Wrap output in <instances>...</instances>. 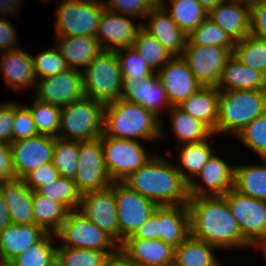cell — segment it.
<instances>
[{
  "mask_svg": "<svg viewBox=\"0 0 266 266\" xmlns=\"http://www.w3.org/2000/svg\"><path fill=\"white\" fill-rule=\"evenodd\" d=\"M55 3V35L96 37L105 9L102 0H59Z\"/></svg>",
  "mask_w": 266,
  "mask_h": 266,
  "instance_id": "cell-7",
  "label": "cell"
},
{
  "mask_svg": "<svg viewBox=\"0 0 266 266\" xmlns=\"http://www.w3.org/2000/svg\"><path fill=\"white\" fill-rule=\"evenodd\" d=\"M190 235L219 251L252 247L243 239L239 225L223 196H195L188 201Z\"/></svg>",
  "mask_w": 266,
  "mask_h": 266,
  "instance_id": "cell-1",
  "label": "cell"
},
{
  "mask_svg": "<svg viewBox=\"0 0 266 266\" xmlns=\"http://www.w3.org/2000/svg\"><path fill=\"white\" fill-rule=\"evenodd\" d=\"M22 104L23 103L15 101V118L12 130V142L39 135L30 109L26 105Z\"/></svg>",
  "mask_w": 266,
  "mask_h": 266,
  "instance_id": "cell-49",
  "label": "cell"
},
{
  "mask_svg": "<svg viewBox=\"0 0 266 266\" xmlns=\"http://www.w3.org/2000/svg\"><path fill=\"white\" fill-rule=\"evenodd\" d=\"M106 9L134 18L142 23L146 15L156 6L152 0H102Z\"/></svg>",
  "mask_w": 266,
  "mask_h": 266,
  "instance_id": "cell-48",
  "label": "cell"
},
{
  "mask_svg": "<svg viewBox=\"0 0 266 266\" xmlns=\"http://www.w3.org/2000/svg\"><path fill=\"white\" fill-rule=\"evenodd\" d=\"M163 126L159 117L139 104L121 98L105 104L103 133L107 137L152 144L157 140L169 141V132Z\"/></svg>",
  "mask_w": 266,
  "mask_h": 266,
  "instance_id": "cell-3",
  "label": "cell"
},
{
  "mask_svg": "<svg viewBox=\"0 0 266 266\" xmlns=\"http://www.w3.org/2000/svg\"><path fill=\"white\" fill-rule=\"evenodd\" d=\"M79 161V141L55 138L52 164L60 176L74 179Z\"/></svg>",
  "mask_w": 266,
  "mask_h": 266,
  "instance_id": "cell-43",
  "label": "cell"
},
{
  "mask_svg": "<svg viewBox=\"0 0 266 266\" xmlns=\"http://www.w3.org/2000/svg\"><path fill=\"white\" fill-rule=\"evenodd\" d=\"M142 23L119 13L104 9L100 17L96 39L102 50L117 51L132 47Z\"/></svg>",
  "mask_w": 266,
  "mask_h": 266,
  "instance_id": "cell-17",
  "label": "cell"
},
{
  "mask_svg": "<svg viewBox=\"0 0 266 266\" xmlns=\"http://www.w3.org/2000/svg\"><path fill=\"white\" fill-rule=\"evenodd\" d=\"M15 118V101L0 103V142L12 143V130Z\"/></svg>",
  "mask_w": 266,
  "mask_h": 266,
  "instance_id": "cell-52",
  "label": "cell"
},
{
  "mask_svg": "<svg viewBox=\"0 0 266 266\" xmlns=\"http://www.w3.org/2000/svg\"><path fill=\"white\" fill-rule=\"evenodd\" d=\"M55 45L69 69L83 72L103 51L96 37L55 35Z\"/></svg>",
  "mask_w": 266,
  "mask_h": 266,
  "instance_id": "cell-25",
  "label": "cell"
},
{
  "mask_svg": "<svg viewBox=\"0 0 266 266\" xmlns=\"http://www.w3.org/2000/svg\"><path fill=\"white\" fill-rule=\"evenodd\" d=\"M250 35L266 41V3L250 7Z\"/></svg>",
  "mask_w": 266,
  "mask_h": 266,
  "instance_id": "cell-53",
  "label": "cell"
},
{
  "mask_svg": "<svg viewBox=\"0 0 266 266\" xmlns=\"http://www.w3.org/2000/svg\"><path fill=\"white\" fill-rule=\"evenodd\" d=\"M234 42L209 17L204 19L189 35L186 45L221 46L232 53Z\"/></svg>",
  "mask_w": 266,
  "mask_h": 266,
  "instance_id": "cell-42",
  "label": "cell"
},
{
  "mask_svg": "<svg viewBox=\"0 0 266 266\" xmlns=\"http://www.w3.org/2000/svg\"><path fill=\"white\" fill-rule=\"evenodd\" d=\"M0 192L13 224H34L33 190L24 183L23 179L16 178L0 182Z\"/></svg>",
  "mask_w": 266,
  "mask_h": 266,
  "instance_id": "cell-27",
  "label": "cell"
},
{
  "mask_svg": "<svg viewBox=\"0 0 266 266\" xmlns=\"http://www.w3.org/2000/svg\"><path fill=\"white\" fill-rule=\"evenodd\" d=\"M127 238L158 239L157 208L151 217Z\"/></svg>",
  "mask_w": 266,
  "mask_h": 266,
  "instance_id": "cell-55",
  "label": "cell"
},
{
  "mask_svg": "<svg viewBox=\"0 0 266 266\" xmlns=\"http://www.w3.org/2000/svg\"><path fill=\"white\" fill-rule=\"evenodd\" d=\"M142 28L155 37L173 56H181L183 54L188 35L176 24L161 5H156L146 15L142 22Z\"/></svg>",
  "mask_w": 266,
  "mask_h": 266,
  "instance_id": "cell-21",
  "label": "cell"
},
{
  "mask_svg": "<svg viewBox=\"0 0 266 266\" xmlns=\"http://www.w3.org/2000/svg\"><path fill=\"white\" fill-rule=\"evenodd\" d=\"M56 243L55 234L47 233L39 242L14 258L11 263L13 266H47L56 259Z\"/></svg>",
  "mask_w": 266,
  "mask_h": 266,
  "instance_id": "cell-37",
  "label": "cell"
},
{
  "mask_svg": "<svg viewBox=\"0 0 266 266\" xmlns=\"http://www.w3.org/2000/svg\"><path fill=\"white\" fill-rule=\"evenodd\" d=\"M235 43L250 34V7L243 0H224L208 12Z\"/></svg>",
  "mask_w": 266,
  "mask_h": 266,
  "instance_id": "cell-23",
  "label": "cell"
},
{
  "mask_svg": "<svg viewBox=\"0 0 266 266\" xmlns=\"http://www.w3.org/2000/svg\"><path fill=\"white\" fill-rule=\"evenodd\" d=\"M203 8L209 12L211 9L215 8L219 3L224 0H198Z\"/></svg>",
  "mask_w": 266,
  "mask_h": 266,
  "instance_id": "cell-60",
  "label": "cell"
},
{
  "mask_svg": "<svg viewBox=\"0 0 266 266\" xmlns=\"http://www.w3.org/2000/svg\"><path fill=\"white\" fill-rule=\"evenodd\" d=\"M102 266H132V261L118 248L108 255Z\"/></svg>",
  "mask_w": 266,
  "mask_h": 266,
  "instance_id": "cell-57",
  "label": "cell"
},
{
  "mask_svg": "<svg viewBox=\"0 0 266 266\" xmlns=\"http://www.w3.org/2000/svg\"><path fill=\"white\" fill-rule=\"evenodd\" d=\"M155 5H162L166 0H152Z\"/></svg>",
  "mask_w": 266,
  "mask_h": 266,
  "instance_id": "cell-63",
  "label": "cell"
},
{
  "mask_svg": "<svg viewBox=\"0 0 266 266\" xmlns=\"http://www.w3.org/2000/svg\"><path fill=\"white\" fill-rule=\"evenodd\" d=\"M104 109V103L87 96L62 107L58 138L89 141L101 137L104 130Z\"/></svg>",
  "mask_w": 266,
  "mask_h": 266,
  "instance_id": "cell-5",
  "label": "cell"
},
{
  "mask_svg": "<svg viewBox=\"0 0 266 266\" xmlns=\"http://www.w3.org/2000/svg\"><path fill=\"white\" fill-rule=\"evenodd\" d=\"M73 180L82 195L106 189L113 183L104 163L101 137L79 141L78 169Z\"/></svg>",
  "mask_w": 266,
  "mask_h": 266,
  "instance_id": "cell-12",
  "label": "cell"
},
{
  "mask_svg": "<svg viewBox=\"0 0 266 266\" xmlns=\"http://www.w3.org/2000/svg\"><path fill=\"white\" fill-rule=\"evenodd\" d=\"M216 138L218 136L213 134L203 142L176 145L177 152H179L176 158L178 161L176 160L174 163L188 184L197 176L202 167L216 152L212 146Z\"/></svg>",
  "mask_w": 266,
  "mask_h": 266,
  "instance_id": "cell-30",
  "label": "cell"
},
{
  "mask_svg": "<svg viewBox=\"0 0 266 266\" xmlns=\"http://www.w3.org/2000/svg\"><path fill=\"white\" fill-rule=\"evenodd\" d=\"M9 19L11 18L8 16H0V54L16 50L21 46L17 29Z\"/></svg>",
  "mask_w": 266,
  "mask_h": 266,
  "instance_id": "cell-51",
  "label": "cell"
},
{
  "mask_svg": "<svg viewBox=\"0 0 266 266\" xmlns=\"http://www.w3.org/2000/svg\"><path fill=\"white\" fill-rule=\"evenodd\" d=\"M156 153L123 182L158 206L188 204V183L172 162L175 155ZM171 158V159H170Z\"/></svg>",
  "mask_w": 266,
  "mask_h": 266,
  "instance_id": "cell-2",
  "label": "cell"
},
{
  "mask_svg": "<svg viewBox=\"0 0 266 266\" xmlns=\"http://www.w3.org/2000/svg\"><path fill=\"white\" fill-rule=\"evenodd\" d=\"M217 89L266 91V74L243 65L232 55L223 67Z\"/></svg>",
  "mask_w": 266,
  "mask_h": 266,
  "instance_id": "cell-29",
  "label": "cell"
},
{
  "mask_svg": "<svg viewBox=\"0 0 266 266\" xmlns=\"http://www.w3.org/2000/svg\"><path fill=\"white\" fill-rule=\"evenodd\" d=\"M157 74L171 106H179L202 87L182 56H173Z\"/></svg>",
  "mask_w": 266,
  "mask_h": 266,
  "instance_id": "cell-19",
  "label": "cell"
},
{
  "mask_svg": "<svg viewBox=\"0 0 266 266\" xmlns=\"http://www.w3.org/2000/svg\"><path fill=\"white\" fill-rule=\"evenodd\" d=\"M108 255L107 252L88 248H56V259L60 266H102Z\"/></svg>",
  "mask_w": 266,
  "mask_h": 266,
  "instance_id": "cell-45",
  "label": "cell"
},
{
  "mask_svg": "<svg viewBox=\"0 0 266 266\" xmlns=\"http://www.w3.org/2000/svg\"><path fill=\"white\" fill-rule=\"evenodd\" d=\"M42 1H44V3L46 2H49V1H52V0H42ZM55 1V0H54ZM56 1H59V0H56Z\"/></svg>",
  "mask_w": 266,
  "mask_h": 266,
  "instance_id": "cell-66",
  "label": "cell"
},
{
  "mask_svg": "<svg viewBox=\"0 0 266 266\" xmlns=\"http://www.w3.org/2000/svg\"><path fill=\"white\" fill-rule=\"evenodd\" d=\"M78 211L119 245L118 211L114 196V182L103 190L82 195Z\"/></svg>",
  "mask_w": 266,
  "mask_h": 266,
  "instance_id": "cell-16",
  "label": "cell"
},
{
  "mask_svg": "<svg viewBox=\"0 0 266 266\" xmlns=\"http://www.w3.org/2000/svg\"><path fill=\"white\" fill-rule=\"evenodd\" d=\"M101 143L104 163L113 182H123L150 160L155 152L151 154L147 151L143 141L107 137L104 133Z\"/></svg>",
  "mask_w": 266,
  "mask_h": 266,
  "instance_id": "cell-8",
  "label": "cell"
},
{
  "mask_svg": "<svg viewBox=\"0 0 266 266\" xmlns=\"http://www.w3.org/2000/svg\"><path fill=\"white\" fill-rule=\"evenodd\" d=\"M36 191L52 201L63 204L69 211L78 210L82 198L74 180L62 176Z\"/></svg>",
  "mask_w": 266,
  "mask_h": 266,
  "instance_id": "cell-38",
  "label": "cell"
},
{
  "mask_svg": "<svg viewBox=\"0 0 266 266\" xmlns=\"http://www.w3.org/2000/svg\"><path fill=\"white\" fill-rule=\"evenodd\" d=\"M0 266H13L11 262L0 261Z\"/></svg>",
  "mask_w": 266,
  "mask_h": 266,
  "instance_id": "cell-62",
  "label": "cell"
},
{
  "mask_svg": "<svg viewBox=\"0 0 266 266\" xmlns=\"http://www.w3.org/2000/svg\"><path fill=\"white\" fill-rule=\"evenodd\" d=\"M161 6L187 35L208 17L198 0H166Z\"/></svg>",
  "mask_w": 266,
  "mask_h": 266,
  "instance_id": "cell-35",
  "label": "cell"
},
{
  "mask_svg": "<svg viewBox=\"0 0 266 266\" xmlns=\"http://www.w3.org/2000/svg\"><path fill=\"white\" fill-rule=\"evenodd\" d=\"M257 249L256 251H261L260 253H262L261 255L263 256L262 258H264V262L266 264V235H264L254 246L252 249Z\"/></svg>",
  "mask_w": 266,
  "mask_h": 266,
  "instance_id": "cell-59",
  "label": "cell"
},
{
  "mask_svg": "<svg viewBox=\"0 0 266 266\" xmlns=\"http://www.w3.org/2000/svg\"><path fill=\"white\" fill-rule=\"evenodd\" d=\"M236 219L243 239L253 247L266 235V201L230 189L223 195Z\"/></svg>",
  "mask_w": 266,
  "mask_h": 266,
  "instance_id": "cell-11",
  "label": "cell"
},
{
  "mask_svg": "<svg viewBox=\"0 0 266 266\" xmlns=\"http://www.w3.org/2000/svg\"><path fill=\"white\" fill-rule=\"evenodd\" d=\"M266 112V91H219V110L216 135L237 137L255 118Z\"/></svg>",
  "mask_w": 266,
  "mask_h": 266,
  "instance_id": "cell-4",
  "label": "cell"
},
{
  "mask_svg": "<svg viewBox=\"0 0 266 266\" xmlns=\"http://www.w3.org/2000/svg\"><path fill=\"white\" fill-rule=\"evenodd\" d=\"M158 239L180 245L190 236V217L188 204L164 205L157 207Z\"/></svg>",
  "mask_w": 266,
  "mask_h": 266,
  "instance_id": "cell-26",
  "label": "cell"
},
{
  "mask_svg": "<svg viewBox=\"0 0 266 266\" xmlns=\"http://www.w3.org/2000/svg\"><path fill=\"white\" fill-rule=\"evenodd\" d=\"M249 7L259 4V3H266V0H243Z\"/></svg>",
  "mask_w": 266,
  "mask_h": 266,
  "instance_id": "cell-61",
  "label": "cell"
},
{
  "mask_svg": "<svg viewBox=\"0 0 266 266\" xmlns=\"http://www.w3.org/2000/svg\"><path fill=\"white\" fill-rule=\"evenodd\" d=\"M122 70L116 52L103 50L83 71L84 94L108 104L120 99Z\"/></svg>",
  "mask_w": 266,
  "mask_h": 266,
  "instance_id": "cell-6",
  "label": "cell"
},
{
  "mask_svg": "<svg viewBox=\"0 0 266 266\" xmlns=\"http://www.w3.org/2000/svg\"><path fill=\"white\" fill-rule=\"evenodd\" d=\"M236 139L256 157L266 159V112L250 122Z\"/></svg>",
  "mask_w": 266,
  "mask_h": 266,
  "instance_id": "cell-46",
  "label": "cell"
},
{
  "mask_svg": "<svg viewBox=\"0 0 266 266\" xmlns=\"http://www.w3.org/2000/svg\"><path fill=\"white\" fill-rule=\"evenodd\" d=\"M32 95L36 100L64 107L85 96L83 72L75 69L37 79Z\"/></svg>",
  "mask_w": 266,
  "mask_h": 266,
  "instance_id": "cell-14",
  "label": "cell"
},
{
  "mask_svg": "<svg viewBox=\"0 0 266 266\" xmlns=\"http://www.w3.org/2000/svg\"><path fill=\"white\" fill-rule=\"evenodd\" d=\"M114 196L118 211L120 245L151 217L158 205L124 182H114Z\"/></svg>",
  "mask_w": 266,
  "mask_h": 266,
  "instance_id": "cell-10",
  "label": "cell"
},
{
  "mask_svg": "<svg viewBox=\"0 0 266 266\" xmlns=\"http://www.w3.org/2000/svg\"><path fill=\"white\" fill-rule=\"evenodd\" d=\"M22 4L23 0H0V16H17Z\"/></svg>",
  "mask_w": 266,
  "mask_h": 266,
  "instance_id": "cell-56",
  "label": "cell"
},
{
  "mask_svg": "<svg viewBox=\"0 0 266 266\" xmlns=\"http://www.w3.org/2000/svg\"><path fill=\"white\" fill-rule=\"evenodd\" d=\"M181 56L202 87L218 88L223 67L232 52L221 46L186 45Z\"/></svg>",
  "mask_w": 266,
  "mask_h": 266,
  "instance_id": "cell-13",
  "label": "cell"
},
{
  "mask_svg": "<svg viewBox=\"0 0 266 266\" xmlns=\"http://www.w3.org/2000/svg\"><path fill=\"white\" fill-rule=\"evenodd\" d=\"M70 211L58 202L33 191L34 224L42 227L47 233L55 234L67 218Z\"/></svg>",
  "mask_w": 266,
  "mask_h": 266,
  "instance_id": "cell-36",
  "label": "cell"
},
{
  "mask_svg": "<svg viewBox=\"0 0 266 266\" xmlns=\"http://www.w3.org/2000/svg\"><path fill=\"white\" fill-rule=\"evenodd\" d=\"M12 179H16V174L13 169L11 146L0 142V182Z\"/></svg>",
  "mask_w": 266,
  "mask_h": 266,
  "instance_id": "cell-54",
  "label": "cell"
},
{
  "mask_svg": "<svg viewBox=\"0 0 266 266\" xmlns=\"http://www.w3.org/2000/svg\"><path fill=\"white\" fill-rule=\"evenodd\" d=\"M122 70V82H137L153 75L155 72L132 47L115 51Z\"/></svg>",
  "mask_w": 266,
  "mask_h": 266,
  "instance_id": "cell-44",
  "label": "cell"
},
{
  "mask_svg": "<svg viewBox=\"0 0 266 266\" xmlns=\"http://www.w3.org/2000/svg\"><path fill=\"white\" fill-rule=\"evenodd\" d=\"M166 113L169 114V127L178 142L177 145L203 142L214 134L205 123L186 113L179 106H171Z\"/></svg>",
  "mask_w": 266,
  "mask_h": 266,
  "instance_id": "cell-31",
  "label": "cell"
},
{
  "mask_svg": "<svg viewBox=\"0 0 266 266\" xmlns=\"http://www.w3.org/2000/svg\"><path fill=\"white\" fill-rule=\"evenodd\" d=\"M132 266H147V265L139 264V263H136V262H132Z\"/></svg>",
  "mask_w": 266,
  "mask_h": 266,
  "instance_id": "cell-65",
  "label": "cell"
},
{
  "mask_svg": "<svg viewBox=\"0 0 266 266\" xmlns=\"http://www.w3.org/2000/svg\"><path fill=\"white\" fill-rule=\"evenodd\" d=\"M232 55L243 65L266 74V41L249 34L235 42Z\"/></svg>",
  "mask_w": 266,
  "mask_h": 266,
  "instance_id": "cell-40",
  "label": "cell"
},
{
  "mask_svg": "<svg viewBox=\"0 0 266 266\" xmlns=\"http://www.w3.org/2000/svg\"><path fill=\"white\" fill-rule=\"evenodd\" d=\"M47 266H60L59 262L57 259H55L52 263H50L49 265Z\"/></svg>",
  "mask_w": 266,
  "mask_h": 266,
  "instance_id": "cell-64",
  "label": "cell"
},
{
  "mask_svg": "<svg viewBox=\"0 0 266 266\" xmlns=\"http://www.w3.org/2000/svg\"><path fill=\"white\" fill-rule=\"evenodd\" d=\"M132 48L139 53L154 72H157L173 57L155 37L143 28L138 31Z\"/></svg>",
  "mask_w": 266,
  "mask_h": 266,
  "instance_id": "cell-39",
  "label": "cell"
},
{
  "mask_svg": "<svg viewBox=\"0 0 266 266\" xmlns=\"http://www.w3.org/2000/svg\"><path fill=\"white\" fill-rule=\"evenodd\" d=\"M179 107L205 123L216 135L219 110V90L215 87H200L184 100Z\"/></svg>",
  "mask_w": 266,
  "mask_h": 266,
  "instance_id": "cell-32",
  "label": "cell"
},
{
  "mask_svg": "<svg viewBox=\"0 0 266 266\" xmlns=\"http://www.w3.org/2000/svg\"><path fill=\"white\" fill-rule=\"evenodd\" d=\"M120 250L132 261L147 266H173L174 247L160 239L126 238Z\"/></svg>",
  "mask_w": 266,
  "mask_h": 266,
  "instance_id": "cell-24",
  "label": "cell"
},
{
  "mask_svg": "<svg viewBox=\"0 0 266 266\" xmlns=\"http://www.w3.org/2000/svg\"><path fill=\"white\" fill-rule=\"evenodd\" d=\"M46 234L39 225L9 224L0 233V261L11 262Z\"/></svg>",
  "mask_w": 266,
  "mask_h": 266,
  "instance_id": "cell-28",
  "label": "cell"
},
{
  "mask_svg": "<svg viewBox=\"0 0 266 266\" xmlns=\"http://www.w3.org/2000/svg\"><path fill=\"white\" fill-rule=\"evenodd\" d=\"M260 160L262 162L256 164L234 163V189L243 195L266 201V159Z\"/></svg>",
  "mask_w": 266,
  "mask_h": 266,
  "instance_id": "cell-34",
  "label": "cell"
},
{
  "mask_svg": "<svg viewBox=\"0 0 266 266\" xmlns=\"http://www.w3.org/2000/svg\"><path fill=\"white\" fill-rule=\"evenodd\" d=\"M0 73L5 80V88L15 92L34 90L36 76L31 53L20 47L0 54Z\"/></svg>",
  "mask_w": 266,
  "mask_h": 266,
  "instance_id": "cell-20",
  "label": "cell"
},
{
  "mask_svg": "<svg viewBox=\"0 0 266 266\" xmlns=\"http://www.w3.org/2000/svg\"><path fill=\"white\" fill-rule=\"evenodd\" d=\"M120 98L143 106L160 119H164L160 116L161 112L163 114L165 109L168 111L171 108L157 72L142 81L122 82Z\"/></svg>",
  "mask_w": 266,
  "mask_h": 266,
  "instance_id": "cell-22",
  "label": "cell"
},
{
  "mask_svg": "<svg viewBox=\"0 0 266 266\" xmlns=\"http://www.w3.org/2000/svg\"><path fill=\"white\" fill-rule=\"evenodd\" d=\"M217 252L218 249L212 244L190 235L174 247L173 266H223L221 259L216 256Z\"/></svg>",
  "mask_w": 266,
  "mask_h": 266,
  "instance_id": "cell-33",
  "label": "cell"
},
{
  "mask_svg": "<svg viewBox=\"0 0 266 266\" xmlns=\"http://www.w3.org/2000/svg\"><path fill=\"white\" fill-rule=\"evenodd\" d=\"M11 223L8 207L0 192V233Z\"/></svg>",
  "mask_w": 266,
  "mask_h": 266,
  "instance_id": "cell-58",
  "label": "cell"
},
{
  "mask_svg": "<svg viewBox=\"0 0 266 266\" xmlns=\"http://www.w3.org/2000/svg\"><path fill=\"white\" fill-rule=\"evenodd\" d=\"M59 177V171L54 167L52 162H49L29 172L23 178V181L31 190L36 191L39 187L47 186V183Z\"/></svg>",
  "mask_w": 266,
  "mask_h": 266,
  "instance_id": "cell-50",
  "label": "cell"
},
{
  "mask_svg": "<svg viewBox=\"0 0 266 266\" xmlns=\"http://www.w3.org/2000/svg\"><path fill=\"white\" fill-rule=\"evenodd\" d=\"M31 98V105H25L32 113L38 134L57 138L60 129L61 107L36 100L33 96Z\"/></svg>",
  "mask_w": 266,
  "mask_h": 266,
  "instance_id": "cell-41",
  "label": "cell"
},
{
  "mask_svg": "<svg viewBox=\"0 0 266 266\" xmlns=\"http://www.w3.org/2000/svg\"><path fill=\"white\" fill-rule=\"evenodd\" d=\"M216 152L188 184L189 197L223 196L234 188V164Z\"/></svg>",
  "mask_w": 266,
  "mask_h": 266,
  "instance_id": "cell-15",
  "label": "cell"
},
{
  "mask_svg": "<svg viewBox=\"0 0 266 266\" xmlns=\"http://www.w3.org/2000/svg\"><path fill=\"white\" fill-rule=\"evenodd\" d=\"M31 55L36 79L51 77L69 69L56 45L53 48L50 46V48L38 51V54Z\"/></svg>",
  "mask_w": 266,
  "mask_h": 266,
  "instance_id": "cell-47",
  "label": "cell"
},
{
  "mask_svg": "<svg viewBox=\"0 0 266 266\" xmlns=\"http://www.w3.org/2000/svg\"><path fill=\"white\" fill-rule=\"evenodd\" d=\"M57 246L88 248L113 254L119 245L78 210L70 211L55 233ZM61 244V245H59Z\"/></svg>",
  "mask_w": 266,
  "mask_h": 266,
  "instance_id": "cell-9",
  "label": "cell"
},
{
  "mask_svg": "<svg viewBox=\"0 0 266 266\" xmlns=\"http://www.w3.org/2000/svg\"><path fill=\"white\" fill-rule=\"evenodd\" d=\"M54 143L55 137L40 134L12 142L10 146L16 178L23 179L40 165L52 162Z\"/></svg>",
  "mask_w": 266,
  "mask_h": 266,
  "instance_id": "cell-18",
  "label": "cell"
}]
</instances>
